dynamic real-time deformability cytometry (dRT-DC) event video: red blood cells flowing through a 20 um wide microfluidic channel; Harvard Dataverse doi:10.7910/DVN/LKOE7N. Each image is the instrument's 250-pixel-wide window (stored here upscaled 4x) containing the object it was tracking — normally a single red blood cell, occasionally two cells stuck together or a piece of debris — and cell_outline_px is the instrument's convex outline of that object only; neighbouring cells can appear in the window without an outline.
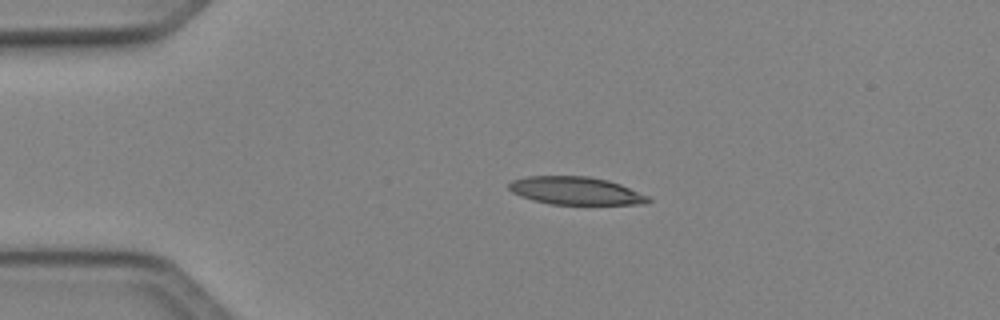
{"species": "Egyptian fruit bat (a non-hibernating species)", "species_latin": "Rousettus aegyptiacus", "temperature_condition": "cold", "stored_images_in_passage": 49, "camera_frame_rate_fps": 3000, "um_per_image_px": 0.085, "animal": {"sex": "female"}, "frame": {"image": 1, "passage_image": 10, "time_ms": 3.0, "image_size_px": [1000, 320], "cell_outline_px": [[652, 200], [644, 204], [548, 204], [532, 200], [520, 196], [512, 192], [508, 188], [508, 184], [512, 180], [528, 176], [588, 176], [608, 180], [620, 184], [648, 196]], "centroid_in_image_um": [48.91, 16.21], "position_along_channel_um": 36.1, "area_um2": 22.6}}
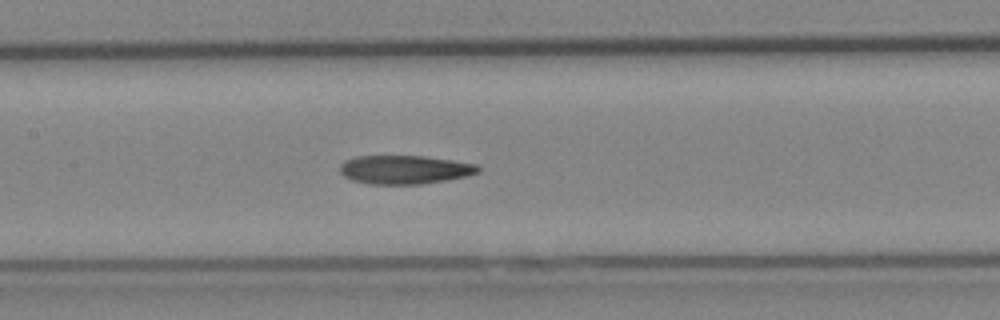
{"frame": {"image": 2, "passage_image": 23, "time_ms": 7.333, "image_size_px": [1000, 320], "cell_outline_px": [[480, 172], [464, 176], [444, 180], [420, 184], [368, 184], [352, 180], [344, 176], [340, 172], [340, 164], [344, 160], [356, 156], [424, 156], [452, 160], [476, 164], [480, 168]], "centroid_in_image_um": [34.35, 14.41], "position_along_channel_um": 173.0, "area_um2": 23.0}}
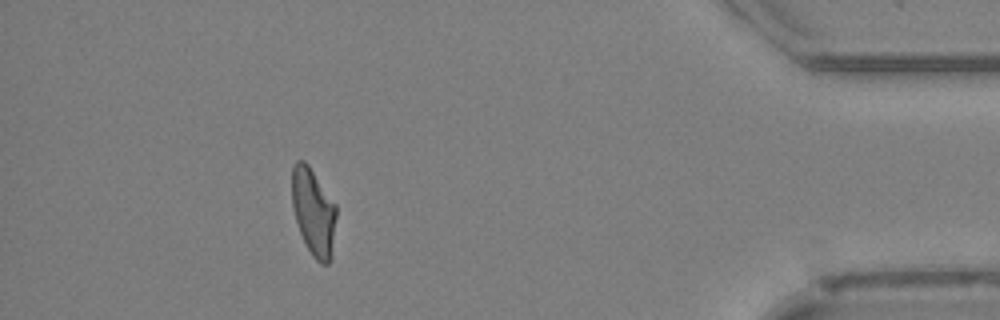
{"frame": {"image": 3, "passage_image": 44, "time_ms": 14.333, "image_size_px": [1000, 320], "cell_outline_px": [[336, 216], [332, 256], [328, 264], [320, 264], [312, 256], [300, 232], [292, 208], [292, 164], [296, 160], [304, 160], [308, 164], [336, 204]], "centroid_in_image_um": [26.64, 18.0], "position_along_channel_um": 408.6, "area_um2": 22.66}, "authors_computed_cell_mechanics": {"area_um2": 22.9466, "velocity_mm_per_s": 4.104, "shape_relaxation_time_tau1_ms": null, "shape_relaxation_time_tau2_ms": 6.0902, "deformation_change_tau1": null, "deformation_change_tau2": 0.1625}}